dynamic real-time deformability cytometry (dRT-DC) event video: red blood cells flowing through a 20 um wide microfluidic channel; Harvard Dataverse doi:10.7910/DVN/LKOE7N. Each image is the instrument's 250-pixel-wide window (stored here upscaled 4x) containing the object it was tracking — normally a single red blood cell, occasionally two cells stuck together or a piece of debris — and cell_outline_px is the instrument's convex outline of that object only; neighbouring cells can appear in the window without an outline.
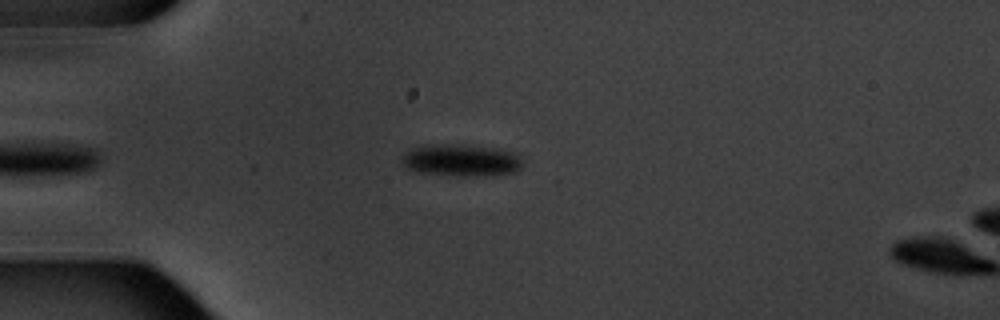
{"species": "common noctule bat (a hibernating species)", "species_latin": "Nyctalus noctula", "temperature_condition": "warm", "stored_images_in_passage": 7, "camera_frame_rate_fps": 3000, "um_per_image_px": 0.085, "animal": {"sex": "male", "body_mass_g": 20.1, "forearm_length_mm": 53.5}, "frame": {"image": 1, "passage_image": 7, "time_ms": 7.0, "image_size_px": [1000, 320], "cell_outline_px": [[520, 168], [516, 172], [476, 176], [452, 176], [420, 172], [408, 168], [400, 160], [400, 156], [412, 148], [424, 144], [468, 144], [496, 148], [520, 152]], "centroid_in_image_um": [39.2, 13.6], "position_along_channel_um": 45.8, "area_um2": 23.0}}